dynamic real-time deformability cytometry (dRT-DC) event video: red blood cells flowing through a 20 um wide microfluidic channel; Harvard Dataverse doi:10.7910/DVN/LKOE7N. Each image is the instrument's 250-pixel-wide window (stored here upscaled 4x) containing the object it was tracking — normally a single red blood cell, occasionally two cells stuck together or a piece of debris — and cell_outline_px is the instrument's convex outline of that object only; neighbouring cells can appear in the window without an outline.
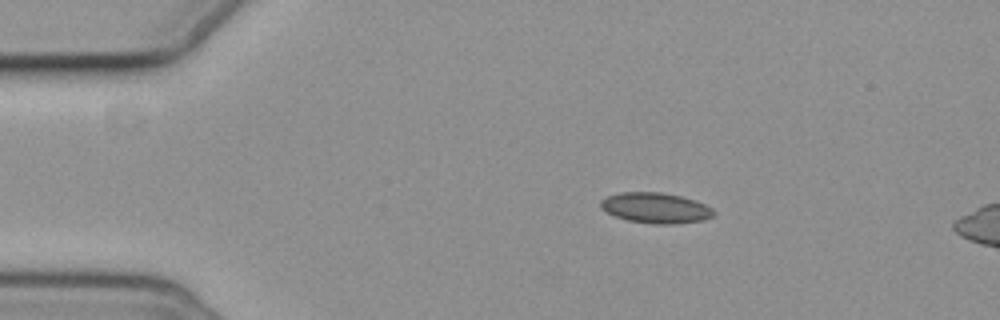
{"species": "common noctule bat (a hibernating species)", "species_latin": "Nyctalus noctula", "temperature_condition": "cold", "stored_images_in_passage": 7, "camera_frame_rate_fps": 3000, "um_per_image_px": 0.085, "animal": {"sex": "female", "body_mass_g": 19.3, "forearm_length_mm": 54.1}, "frame": {"image": 1, "passage_image": 1, "time_ms": 0.0, "image_size_px": [1000, 320], "cell_outline_px": [[716, 212], [712, 216], [704, 220], [672, 224], [656, 224], [628, 220], [616, 216], [608, 212], [600, 204], [600, 200], [608, 196], [620, 192], [660, 192], [680, 196], [704, 204], [712, 208]], "centroid_in_image_um": [55.75, 17.67], "position_along_channel_um": 29.3, "area_um2": 19.77}}
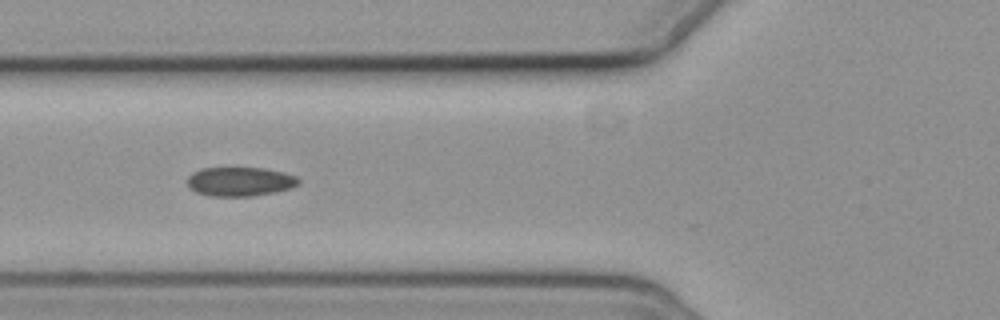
{"frame": {"image": 2, "passage_image": 4, "time_ms": 3.667, "image_size_px": [1000, 320], "cell_outline_px": [[300, 184], [292, 188], [276, 192], [252, 196], [208, 196], [196, 192], [188, 188], [188, 176], [192, 172], [200, 168], [264, 168], [296, 176], [300, 180]], "centroid_in_image_um": [20.38, 15.44], "position_along_channel_um": 105.4, "area_um2": 19.02}}
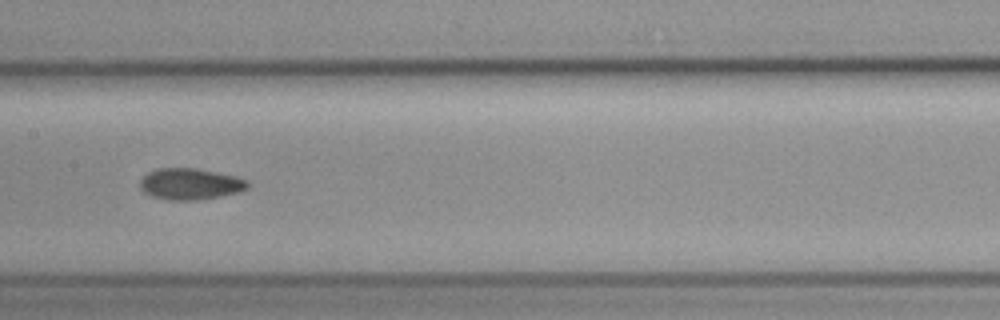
{"frame": {"image": 3, "passage_image": 6, "time_ms": 6.0, "image_size_px": [1000, 320], "cell_outline_px": [[248, 188], [240, 192], [200, 200], [168, 200], [148, 196], [140, 188], [140, 180], [148, 172], [156, 168], [192, 168], [216, 172], [236, 176], [248, 180]], "centroid_in_image_um": [16.15, 15.65], "position_along_channel_um": 191.2, "area_um2": 19.83}}